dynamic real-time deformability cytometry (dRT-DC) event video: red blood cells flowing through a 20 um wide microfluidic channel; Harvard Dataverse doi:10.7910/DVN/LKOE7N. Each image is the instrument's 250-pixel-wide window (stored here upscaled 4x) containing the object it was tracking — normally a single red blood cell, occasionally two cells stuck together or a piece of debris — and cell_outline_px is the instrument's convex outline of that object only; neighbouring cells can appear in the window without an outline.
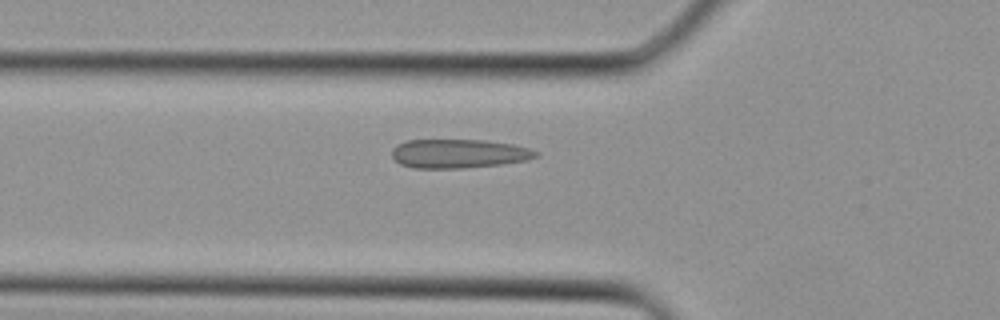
{"species": "Egyptian fruit bat (a non-hibernating species)", "species_latin": "Rousettus aegyptiacus", "temperature_condition": "cold", "stored_images_in_passage": 7, "camera_frame_rate_fps": 3000, "um_per_image_px": 0.085, "animal": {"sex": "female"}, "frame": {"image": 1, "passage_image": 4, "time_ms": 1.0, "image_size_px": [1000, 320], "cell_outline_px": [[540, 156], [528, 160], [504, 164], [460, 168], [412, 168], [400, 164], [392, 156], [392, 148], [396, 144], [408, 140], [484, 140], [512, 144], [528, 148], [540, 152]], "centroid_in_image_um": [39.01, 13.06], "position_along_channel_um": 86.8, "area_um2": 24.45}}
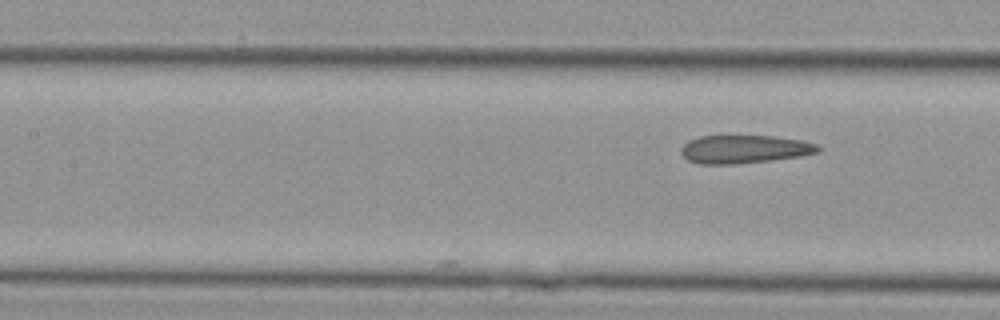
{"frame": {"image": 2, "passage_image": 7, "time_ms": 2.0, "image_size_px": [1000, 320], "cell_outline_px": [[820, 152], [800, 156], [736, 164], [696, 164], [688, 160], [680, 152], [680, 148], [688, 140], [700, 136], [772, 136], [800, 140], [816, 144], [820, 148]], "centroid_in_image_um": [63.22, 12.68], "position_along_channel_um": 144.2, "area_um2": 22.43}}